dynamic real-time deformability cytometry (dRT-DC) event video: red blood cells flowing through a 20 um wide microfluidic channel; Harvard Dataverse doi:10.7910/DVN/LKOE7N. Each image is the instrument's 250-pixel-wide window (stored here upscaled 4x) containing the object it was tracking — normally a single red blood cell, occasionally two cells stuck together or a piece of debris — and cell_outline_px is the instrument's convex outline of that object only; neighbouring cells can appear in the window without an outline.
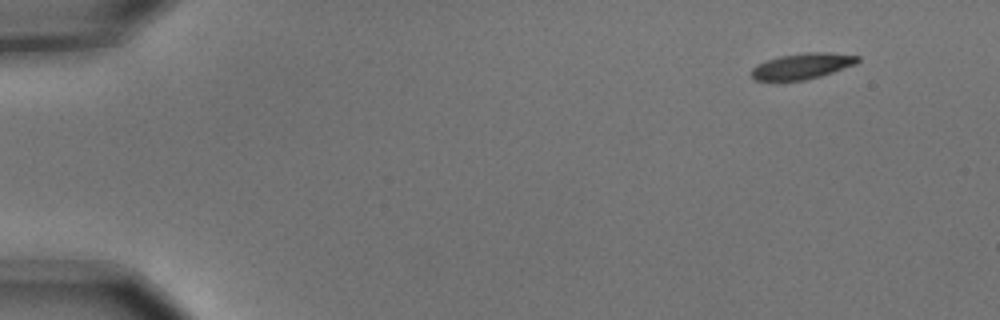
{"species": "common noctule bat (a hibernating species)", "species_latin": "Nyctalus noctula", "temperature_condition": "cold", "stored_images_in_passage": 6, "segment_of_instrument_passage": [2, 2], "camera_frame_rate_fps": 3000, "um_per_image_px": 0.085, "animal": {"sex": "male", "body_mass_g": 15.6}, "frame": {"image": 1, "passage_image": 6, "time_ms": 1.667, "image_size_px": [1000, 320], "cell_outline_px": [[860, 60], [856, 64], [820, 76], [804, 80], [756, 80], [752, 76], [752, 68], [756, 64], [780, 56], [808, 52], [832, 52], [860, 56]], "centroid_in_image_um": [68.22, 5.6], "position_along_channel_um": 16.8, "area_um2": 15.84}}